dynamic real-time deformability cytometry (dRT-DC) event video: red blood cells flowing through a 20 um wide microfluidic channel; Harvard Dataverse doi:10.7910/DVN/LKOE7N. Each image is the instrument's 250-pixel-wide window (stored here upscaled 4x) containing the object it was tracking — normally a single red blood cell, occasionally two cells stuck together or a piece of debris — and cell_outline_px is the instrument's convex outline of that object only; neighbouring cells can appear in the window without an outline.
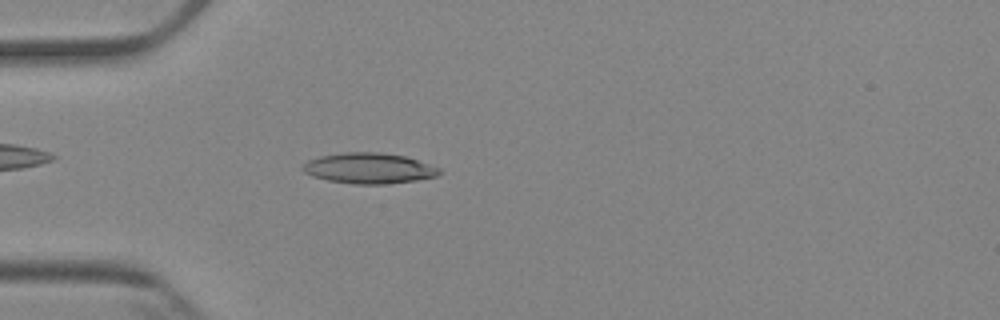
{"species": "Egyptian fruit bat (a non-hibernating species)", "species_latin": "Rousettus aegyptiacus", "temperature_condition": "cold", "stored_images_in_passage": 4, "camera_frame_rate_fps": 3000, "um_per_image_px": 0.085, "animal": {"sex": "female"}, "frame": {"image": 1, "passage_image": 4, "time_ms": 3.333, "image_size_px": [1000, 320], "cell_outline_px": [[440, 172], [436, 176], [416, 180], [384, 184], [352, 184], [328, 180], [312, 176], [304, 172], [300, 168], [308, 160], [320, 156], [344, 152], [380, 152], [404, 156], [440, 168]], "centroid_in_image_um": [31.32, 14.3], "position_along_channel_um": 53.7, "area_um2": 24.22}}